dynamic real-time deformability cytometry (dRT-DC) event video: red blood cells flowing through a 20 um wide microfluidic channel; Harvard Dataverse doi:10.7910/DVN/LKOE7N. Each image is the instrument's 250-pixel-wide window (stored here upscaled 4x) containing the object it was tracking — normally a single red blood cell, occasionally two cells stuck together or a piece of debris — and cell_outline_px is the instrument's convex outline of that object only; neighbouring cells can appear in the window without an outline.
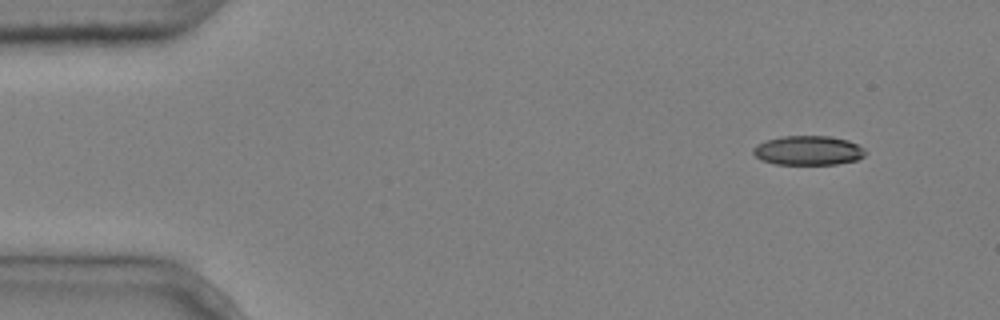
{"species": "common noctule bat (a hibernating species)", "species_latin": "Nyctalus noctula", "temperature_condition": "cold", "stored_images_in_passage": 4, "camera_frame_rate_fps": 3000, "um_per_image_px": 0.085, "animal": {"sex": "male", "body_mass_g": 20.4}, "frame": {"image": 1, "passage_image": 1, "time_ms": 0.0, "image_size_px": [1000, 320], "cell_outline_px": [[868, 152], [864, 156], [856, 160], [836, 164], [776, 164], [760, 160], [752, 152], [752, 148], [756, 144], [764, 140], [784, 136], [832, 136], [848, 140], [864, 148]], "centroid_in_image_um": [68.68, 12.78], "position_along_channel_um": 16.3, "area_um2": 19.36}}
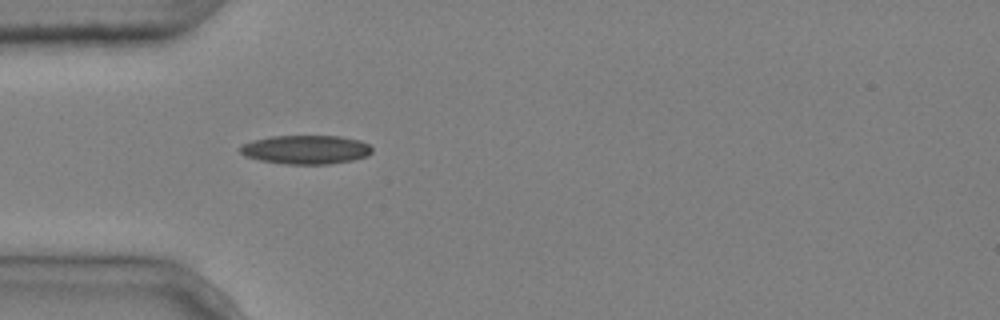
{"frame": {"image": 2, "passage_image": 4, "time_ms": 1.0, "image_size_px": [1000, 320], "cell_outline_px": [[372, 152], [368, 156], [352, 160], [328, 164], [284, 164], [260, 160], [244, 156], [240, 152], [240, 144], [252, 140], [272, 136], [340, 136], [360, 140], [368, 144], [372, 148]], "centroid_in_image_um": [25.98, 12.71], "position_along_channel_um": 59.0, "area_um2": 22.31}}